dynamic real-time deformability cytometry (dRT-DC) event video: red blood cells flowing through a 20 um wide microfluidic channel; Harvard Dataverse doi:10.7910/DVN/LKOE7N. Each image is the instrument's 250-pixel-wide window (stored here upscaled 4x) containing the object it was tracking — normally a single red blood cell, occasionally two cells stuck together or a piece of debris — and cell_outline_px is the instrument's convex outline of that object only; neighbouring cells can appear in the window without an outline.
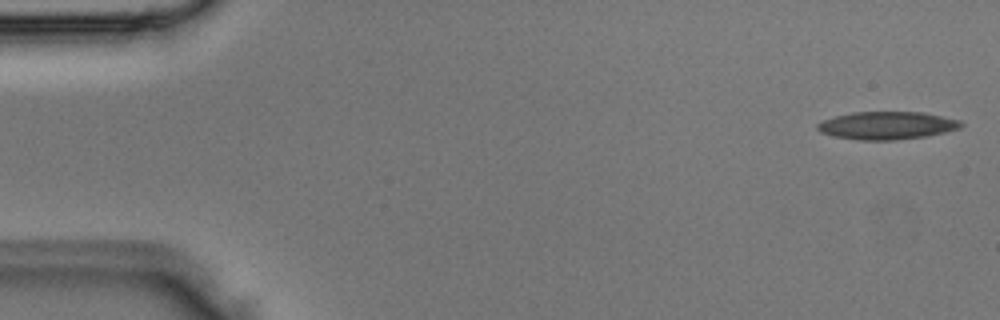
{"species": "Egyptian fruit bat (a non-hibernating species)", "species_latin": "Rousettus aegyptiacus", "temperature_condition": "room temperature", "stored_images_in_passage": 3, "segment_of_instrument_passage": [2, 2], "camera_frame_rate_fps": 3000, "um_per_image_px": 0.085, "animal": {"sex": "male"}, "frame": {"image": 1, "passage_image": 3, "time_ms": 0.667, "image_size_px": [1000, 320], "cell_outline_px": [[964, 124], [960, 128], [928, 136], [896, 140], [860, 140], [832, 136], [820, 132], [816, 128], [816, 124], [824, 120], [836, 116], [852, 112], [924, 112], [960, 120]], "centroid_in_image_um": [75.39, 10.67], "position_along_channel_um": 9.6, "area_um2": 23.35}}